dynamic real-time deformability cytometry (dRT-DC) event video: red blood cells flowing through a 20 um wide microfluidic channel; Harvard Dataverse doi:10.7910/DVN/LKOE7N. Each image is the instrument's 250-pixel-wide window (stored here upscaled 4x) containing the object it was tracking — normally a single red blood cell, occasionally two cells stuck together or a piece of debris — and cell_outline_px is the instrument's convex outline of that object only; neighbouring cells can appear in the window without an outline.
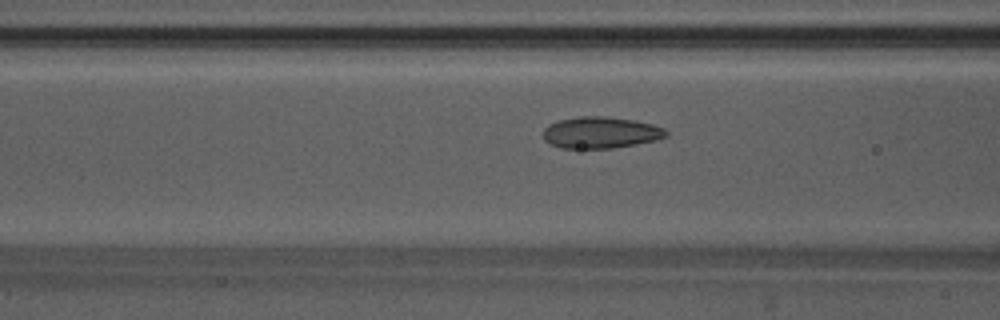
{"species": "Egyptian fruit bat (a non-hibernating species)", "species_latin": "Rousettus aegyptiacus", "temperature_condition": "warm", "stored_images_in_passage": 49, "camera_frame_rate_fps": 3000, "um_per_image_px": 0.085, "animal": {"sex": "male"}, "frame": {"image": 1, "passage_image": 15, "time_ms": 4.667, "image_size_px": [1000, 320], "cell_outline_px": [[668, 136], [656, 140], [636, 144], [612, 148], [560, 148], [544, 140], [544, 128], [548, 124], [560, 120], [580, 116], [604, 116], [636, 120], [652, 124], [664, 128], [668, 132]], "centroid_in_image_um": [51.08, 11.26], "position_along_channel_um": 115.5, "area_um2": 22.6}}
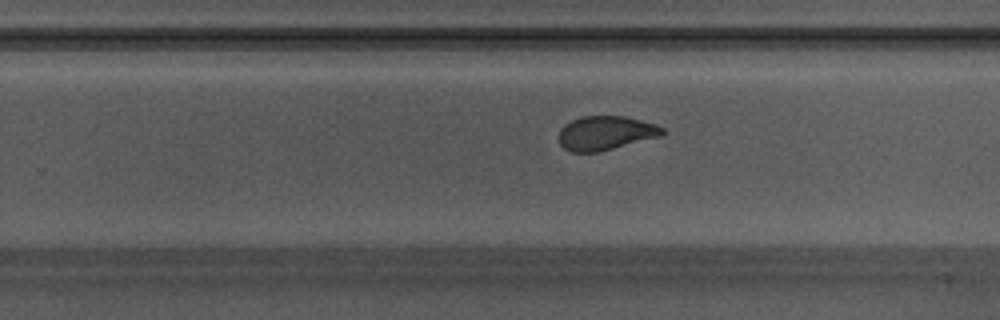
{"frame": {"image": 2, "passage_image": 28, "time_ms": 9.0, "image_size_px": [1000, 320], "cell_outline_px": [[664, 132], [660, 136], [596, 152], [572, 152], [564, 148], [560, 144], [560, 128], [564, 124], [580, 116], [624, 116], [656, 124], [664, 128]], "centroid_in_image_um": [51.45, 11.29], "position_along_channel_um": 278.3, "area_um2": 20.29}}
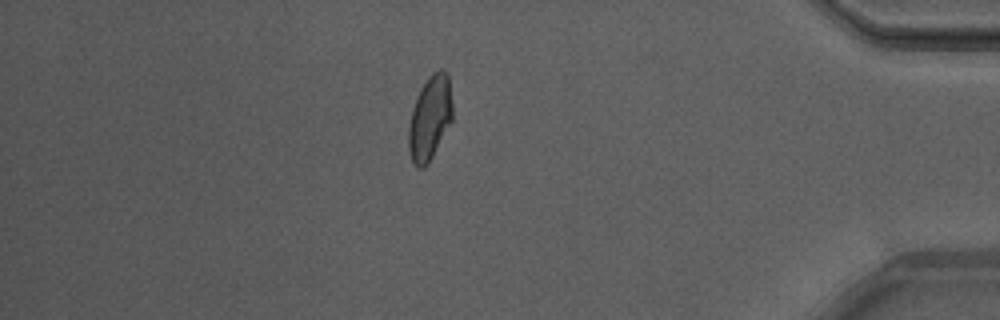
{"frame": {"image": 3, "passage_image": 41, "time_ms": 13.333, "image_size_px": [1000, 320], "cell_outline_px": [[452, 120], [428, 164], [424, 168], [420, 168], [412, 160], [408, 148], [408, 128], [412, 108], [420, 88], [428, 76], [432, 72], [440, 68], [444, 68], [448, 72], [452, 104]], "centroid_in_image_um": [36.54, 9.97], "position_along_channel_um": 398.7, "area_um2": 21.68}, "authors_computed_cell_mechanics": {"area_um2": 21.7328, "velocity_mm_per_s": 3.7632, "shape_relaxation_time_tau1_ms": 7.4615, "shape_relaxation_time_tau2_ms": 1.1628, "deformation_change_tau1": 0.1917, "deformation_change_tau2": 0.0508}}